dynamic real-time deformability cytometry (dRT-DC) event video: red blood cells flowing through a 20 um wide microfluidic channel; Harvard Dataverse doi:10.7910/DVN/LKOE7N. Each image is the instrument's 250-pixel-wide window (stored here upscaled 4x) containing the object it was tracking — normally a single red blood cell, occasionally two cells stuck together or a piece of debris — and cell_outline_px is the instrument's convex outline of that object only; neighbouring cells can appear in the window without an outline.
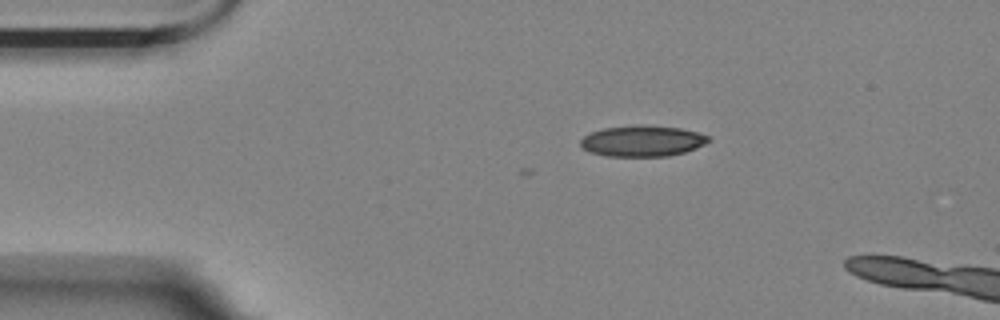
{"species": "Egyptian fruit bat (a non-hibernating species)", "species_latin": "Rousettus aegyptiacus", "temperature_condition": "room temperature", "stored_images_in_passage": 9, "camera_frame_rate_fps": 3000, "um_per_image_px": 0.085, "animal": {"sex": "female"}, "frame": {"image": 1, "passage_image": 2, "time_ms": 0.333, "image_size_px": [1000, 320], "cell_outline_px": [[712, 140], [704, 144], [684, 152], [668, 156], [608, 156], [592, 152], [584, 148], [580, 144], [580, 140], [584, 136], [592, 132], [604, 128], [636, 124], [640, 124], [680, 128], [696, 132], [708, 136]], "centroid_in_image_um": [54.6, 11.97], "position_along_channel_um": 30.4, "area_um2": 22.95}}
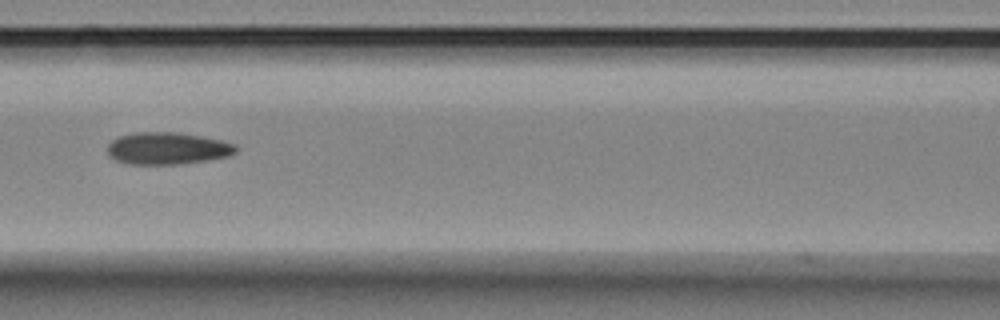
{"frame": {"image": 2, "passage_image": 6, "time_ms": 1.667, "image_size_px": [1000, 320], "cell_outline_px": [[240, 148], [236, 152], [228, 156], [180, 164], [128, 164], [116, 160], [108, 156], [108, 144], [112, 140], [120, 136], [136, 132], [176, 132], [200, 136], [220, 140], [236, 144]], "centroid_in_image_um": [14.23, 12.61], "position_along_channel_um": 152.4, "area_um2": 23.99}}
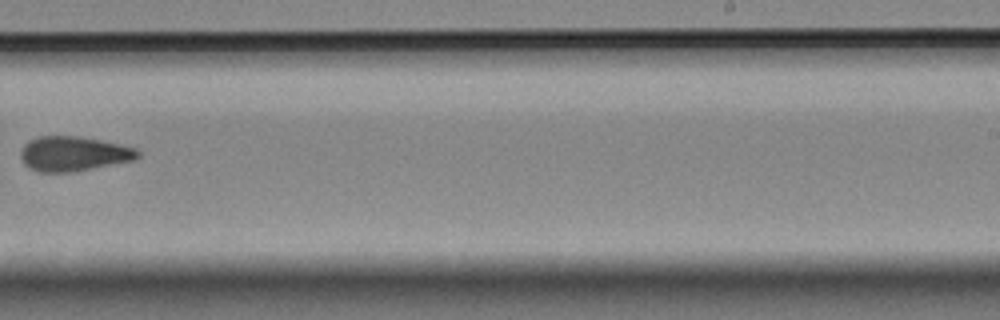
{"frame": {"image": 3, "passage_image": 9, "time_ms": 2.667, "image_size_px": [1000, 320], "cell_outline_px": [[140, 156], [136, 160], [76, 172], [40, 172], [28, 168], [24, 164], [20, 156], [20, 152], [24, 144], [28, 140], [40, 136], [80, 136], [120, 144], [136, 148], [140, 152]], "centroid_in_image_um": [6.26, 13.08], "position_along_channel_um": 282.7, "area_um2": 24.1}}